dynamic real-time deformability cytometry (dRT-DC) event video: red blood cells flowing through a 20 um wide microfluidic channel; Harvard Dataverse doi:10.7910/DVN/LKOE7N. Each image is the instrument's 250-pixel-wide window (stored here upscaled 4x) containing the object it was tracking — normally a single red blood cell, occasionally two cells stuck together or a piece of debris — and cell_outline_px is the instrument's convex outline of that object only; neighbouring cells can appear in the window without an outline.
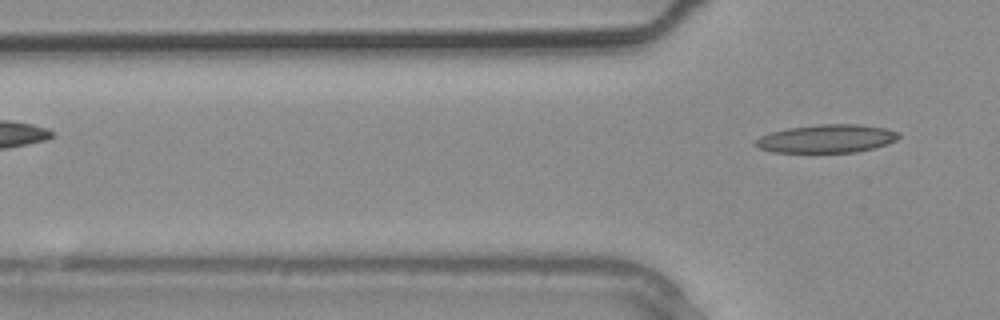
{"species": "common noctule bat (a hibernating species)", "species_latin": "Nyctalus noctula", "temperature_condition": "warm", "stored_images_in_passage": 3, "camera_frame_rate_fps": 3000, "um_per_image_px": 0.085, "animal": {"sex": "male", "body_mass_g": 20.4}, "frame": {"image": 1, "passage_image": 3, "time_ms": 0.667, "image_size_px": [1000, 320], "cell_outline_px": [[900, 136], [896, 140], [872, 148], [856, 152], [772, 152], [756, 148], [752, 144], [752, 140], [760, 136], [772, 132], [788, 128], [816, 124], [860, 124], [884, 128], [900, 132]], "centroid_in_image_um": [70.19, 11.78], "position_along_channel_um": 55.6, "area_um2": 23.7}}